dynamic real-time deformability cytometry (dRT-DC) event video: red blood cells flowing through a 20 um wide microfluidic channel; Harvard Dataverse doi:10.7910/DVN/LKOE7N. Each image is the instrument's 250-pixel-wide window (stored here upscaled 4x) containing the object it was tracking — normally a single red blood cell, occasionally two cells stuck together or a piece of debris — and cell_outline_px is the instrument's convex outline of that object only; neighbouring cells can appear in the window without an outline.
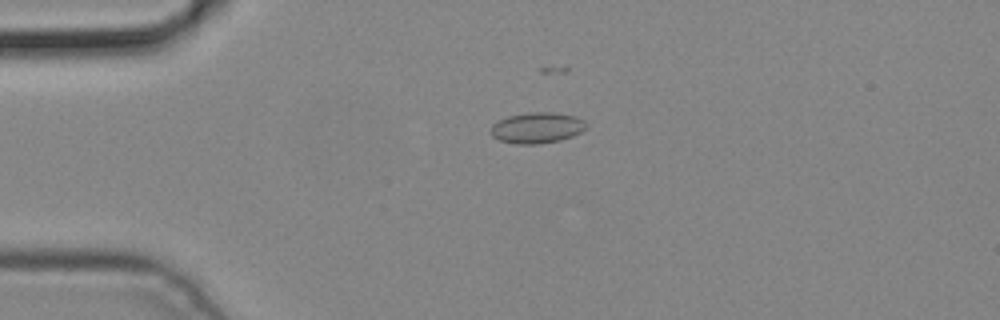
{"species": "common noctule bat (a hibernating species)", "species_latin": "Nyctalus noctula", "temperature_condition": "cold", "stored_images_in_passage": 2, "camera_frame_rate_fps": 3000, "um_per_image_px": 0.085, "animal": {"sex": "male", "body_mass_g": 19.2, "forearm_length_mm": 51.8}, "frame": {"image": 1, "passage_image": 1, "time_ms": 0.0, "image_size_px": [1000, 320], "cell_outline_px": [[588, 128], [572, 136], [560, 140], [536, 144], [516, 144], [500, 140], [492, 136], [492, 124], [508, 116], [528, 112], [552, 112], [576, 116], [584, 120], [588, 124]], "centroid_in_image_um": [45.69, 10.85], "position_along_channel_um": 39.3, "area_um2": 17.17}}